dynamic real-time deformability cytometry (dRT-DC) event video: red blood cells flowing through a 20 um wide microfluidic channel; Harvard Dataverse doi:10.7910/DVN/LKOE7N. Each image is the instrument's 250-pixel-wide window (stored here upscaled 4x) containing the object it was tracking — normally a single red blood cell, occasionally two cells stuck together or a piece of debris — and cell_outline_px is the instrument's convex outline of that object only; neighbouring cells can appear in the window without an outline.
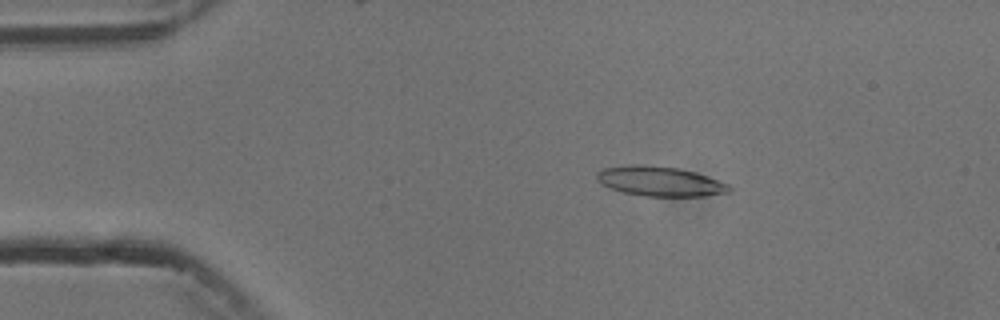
{"species": "common noctule bat (a hibernating species)", "species_latin": "Nyctalus noctula", "temperature_condition": "cold", "stored_images_in_passage": 6, "camera_frame_rate_fps": 3000, "um_per_image_px": 0.085, "animal": {"sex": "male", "body_mass_g": 13.3}, "frame": {"image": 1, "passage_image": 3, "time_ms": 2.333, "image_size_px": [1000, 320], "cell_outline_px": [[732, 192], [704, 196], [644, 196], [624, 192], [600, 184], [596, 180], [596, 172], [604, 168], [632, 164], [644, 164], [680, 168], [696, 172], [708, 176], [728, 184], [732, 188]], "centroid_in_image_um": [56.11, 15.4], "position_along_channel_um": 28.9, "area_um2": 23.18}}
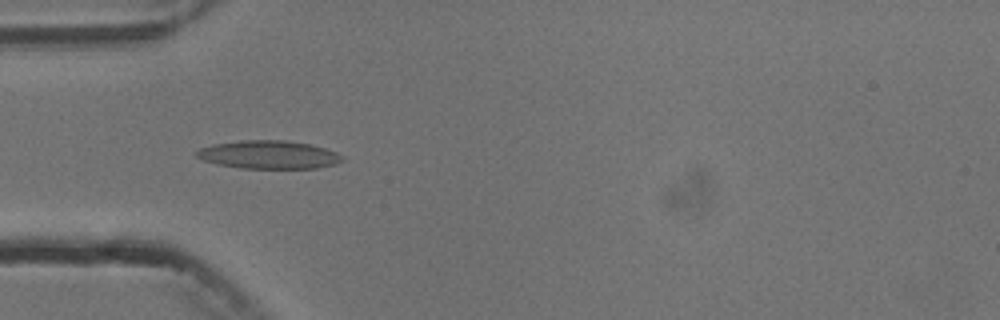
{"frame": {"image": 2, "passage_image": 5, "time_ms": 4.667, "image_size_px": [1000, 320], "cell_outline_px": [[344, 160], [336, 164], [316, 168], [240, 168], [216, 164], [204, 160], [196, 156], [196, 152], [200, 148], [212, 144], [240, 140], [288, 140], [308, 144], [324, 148], [336, 152], [344, 156]], "centroid_in_image_um": [22.84, 13.14], "position_along_channel_um": 62.2, "area_um2": 23.99}}
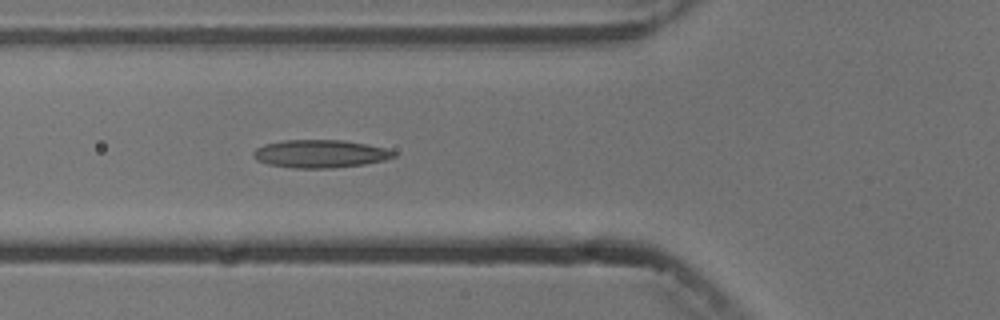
{"frame": {"image": 3, "passage_image": 6, "time_ms": 5.667, "image_size_px": [1000, 320], "cell_outline_px": [[396, 156], [384, 160], [364, 164], [332, 168], [292, 168], [268, 164], [256, 160], [252, 156], [252, 152], [256, 148], [264, 144], [284, 140], [344, 140], [384, 148], [396, 152]], "centroid_in_image_um": [27.17, 13.07], "position_along_channel_um": 98.6, "area_um2": 22.83}}